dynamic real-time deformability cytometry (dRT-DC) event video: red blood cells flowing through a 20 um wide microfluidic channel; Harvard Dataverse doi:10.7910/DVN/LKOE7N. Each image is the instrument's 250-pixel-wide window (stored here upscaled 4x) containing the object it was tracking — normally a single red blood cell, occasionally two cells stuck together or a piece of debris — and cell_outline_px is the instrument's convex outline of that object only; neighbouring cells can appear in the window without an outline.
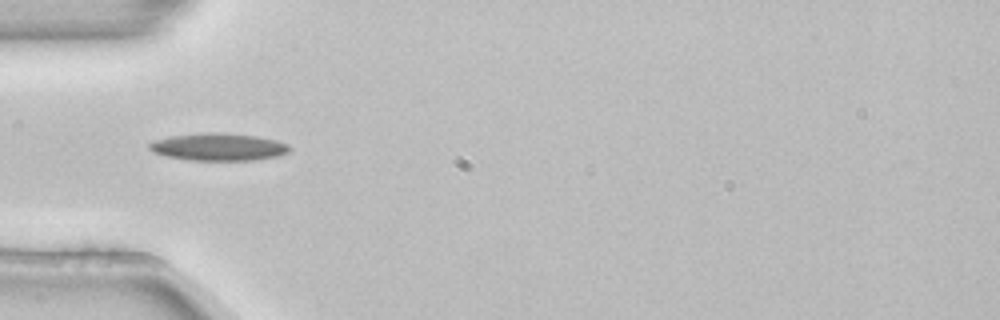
{"species": "common noctule bat (a hibernating species)", "species_latin": "Nyctalus noctula", "temperature_condition": "room temperature", "stored_images_in_passage": 2, "camera_frame_rate_fps": 3000, "um_per_image_px": 0.085, "animal": {"sex": "female", "body_mass_g": 22.7, "forearm_length_mm": 54.2}, "frame": {"image": 1, "passage_image": 1, "time_ms": 0.0, "image_size_px": [1000, 320], "cell_outline_px": [[292, 148], [288, 152], [276, 156], [252, 160], [192, 160], [164, 156], [152, 152], [148, 148], [148, 144], [156, 140], [172, 136], [200, 132], [216, 132], [256, 136], [276, 140], [288, 144]], "centroid_in_image_um": [18.55, 12.48], "position_along_channel_um": 66.5, "area_um2": 22.37}}